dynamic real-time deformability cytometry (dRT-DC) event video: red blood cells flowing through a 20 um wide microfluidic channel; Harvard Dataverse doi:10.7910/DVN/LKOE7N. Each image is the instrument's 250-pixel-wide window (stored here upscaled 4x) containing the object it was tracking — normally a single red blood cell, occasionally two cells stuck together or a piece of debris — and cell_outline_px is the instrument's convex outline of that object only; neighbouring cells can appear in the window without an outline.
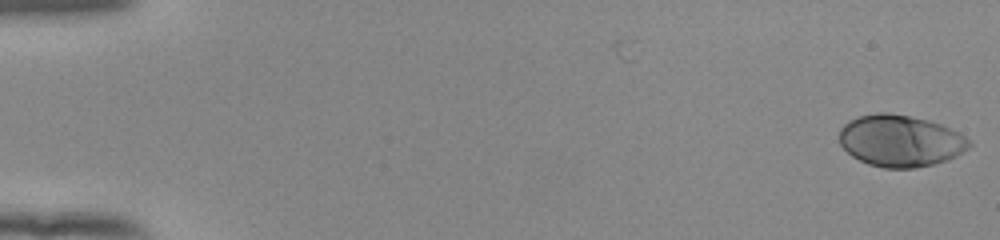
{"species": "human", "species_latin": "Homo sapiens", "temperature_condition": "room temperature", "stored_images_in_passage": 3, "camera_frame_rate_fps": 3000, "um_per_image_px": 0.085, "donor": {"sex": "female"}, "frame": {"image": 1, "passage_image": 3, "time_ms": 0.667, "image_size_px": [1000, 240], "cell_outline_px": [[972, 144], [968, 148], [956, 156], [948, 160], [916, 168], [884, 168], [868, 164], [852, 156], [840, 144], [840, 128], [848, 120], [860, 116], [876, 112], [888, 112], [928, 120], [940, 124], [972, 140]], "centroid_in_image_um": [76.52, 11.97], "position_along_channel_um": 8.5, "area_um2": 39.07}}